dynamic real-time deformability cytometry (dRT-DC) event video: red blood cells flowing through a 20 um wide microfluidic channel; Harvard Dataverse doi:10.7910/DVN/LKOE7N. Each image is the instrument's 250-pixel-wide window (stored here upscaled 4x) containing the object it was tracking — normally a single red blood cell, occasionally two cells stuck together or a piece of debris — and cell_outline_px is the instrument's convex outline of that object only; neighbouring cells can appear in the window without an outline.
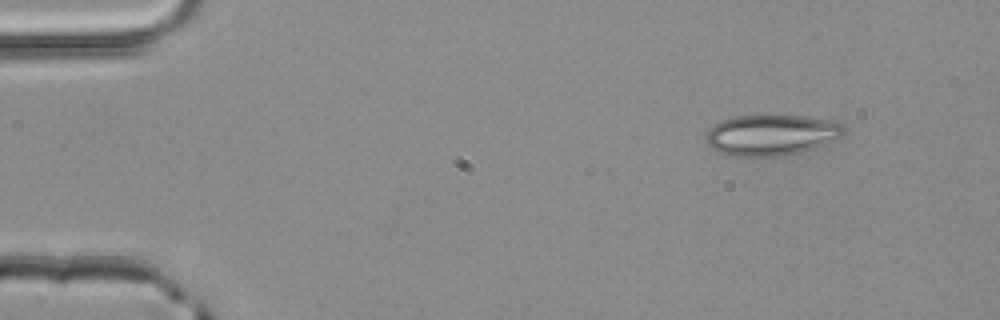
{"species": "common noctule bat (a hibernating species)", "species_latin": "Nyctalus noctula", "temperature_condition": "room temperature", "stored_images_in_passage": 47, "camera_frame_rate_fps": 3000, "um_per_image_px": 0.085, "animal": {"sex": "male", "body_mass_g": 20.4}, "frame": {"image": 1, "passage_image": 1, "time_ms": 0.0, "image_size_px": [1000, 320], "cell_outline_px": [[844, 136], [836, 140], [816, 148], [784, 156], [736, 156], [720, 152], [712, 148], [708, 144], [708, 128], [732, 116], [804, 116], [832, 120], [844, 124]], "centroid_in_image_um": [65.65, 11.47], "position_along_channel_um": 19.4, "area_um2": 32.77}}
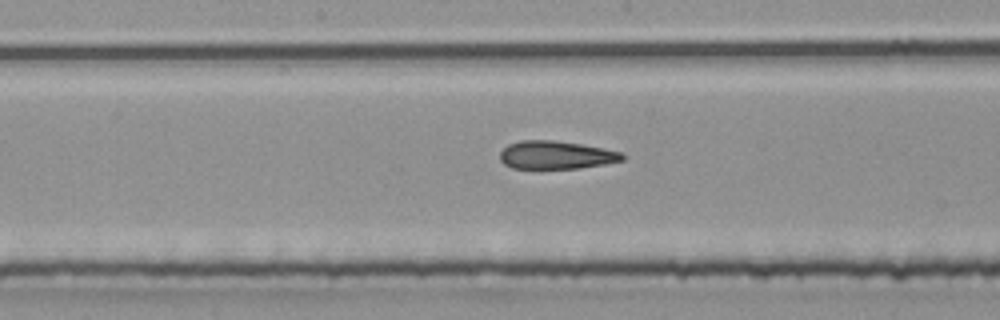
{"frame": {"image": 2, "passage_image": 22, "time_ms": 7.0, "image_size_px": [1000, 320], "cell_outline_px": [[624, 160], [604, 164], [580, 168], [512, 168], [504, 164], [500, 160], [500, 152], [508, 144], [520, 140], [552, 140], [580, 144], [604, 148], [624, 152]], "centroid_in_image_um": [47.27, 13.17], "position_along_channel_um": 200.9, "area_um2": 20.06}}
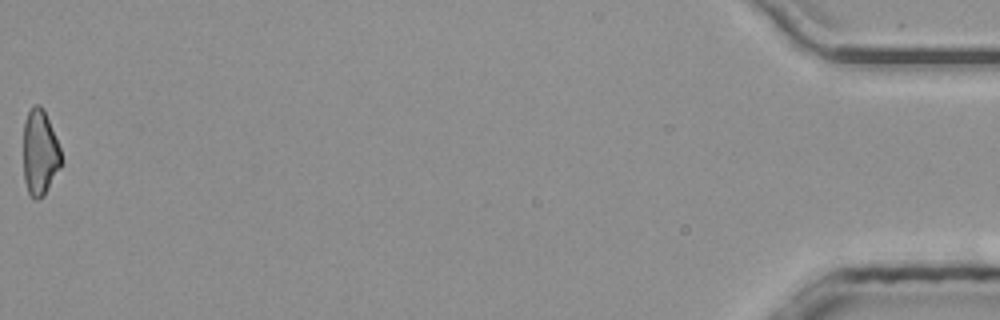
{"frame": {"image": 3, "passage_image": 47, "time_ms": 15.333, "image_size_px": [1000, 320], "cell_outline_px": [[64, 160], [60, 168], [44, 196], [36, 200], [28, 192], [24, 180], [24, 120], [28, 112], [36, 104], [40, 104], [44, 108], [60, 148]], "centroid_in_image_um": [3.41, 12.97], "position_along_channel_um": 431.8, "area_um2": 19.02}, "authors_computed_cell_mechanics": {"area_um2": 20.6924, "velocity_mm_per_s": 4.0381, "shape_relaxation_time_tau1_ms": 4.8134, "shape_relaxation_time_tau2_ms": 2.2454, "deformation_change_tau1": 0.152, "deformation_change_tau2": 0.122}}